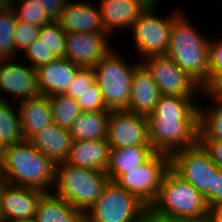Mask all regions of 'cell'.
<instances>
[{
    "mask_svg": "<svg viewBox=\"0 0 222 222\" xmlns=\"http://www.w3.org/2000/svg\"><path fill=\"white\" fill-rule=\"evenodd\" d=\"M194 97L161 95L147 118L148 140L156 153L170 157L199 142L198 111Z\"/></svg>",
    "mask_w": 222,
    "mask_h": 222,
    "instance_id": "1",
    "label": "cell"
},
{
    "mask_svg": "<svg viewBox=\"0 0 222 222\" xmlns=\"http://www.w3.org/2000/svg\"><path fill=\"white\" fill-rule=\"evenodd\" d=\"M55 166L30 140L24 139L4 148L0 160V179L11 185L48 193L47 187L55 182Z\"/></svg>",
    "mask_w": 222,
    "mask_h": 222,
    "instance_id": "2",
    "label": "cell"
},
{
    "mask_svg": "<svg viewBox=\"0 0 222 222\" xmlns=\"http://www.w3.org/2000/svg\"><path fill=\"white\" fill-rule=\"evenodd\" d=\"M209 207L204 196L171 167L162 178L147 217L198 220L207 218Z\"/></svg>",
    "mask_w": 222,
    "mask_h": 222,
    "instance_id": "3",
    "label": "cell"
},
{
    "mask_svg": "<svg viewBox=\"0 0 222 222\" xmlns=\"http://www.w3.org/2000/svg\"><path fill=\"white\" fill-rule=\"evenodd\" d=\"M186 19L181 13L174 18L167 55L202 87L209 79L210 41Z\"/></svg>",
    "mask_w": 222,
    "mask_h": 222,
    "instance_id": "4",
    "label": "cell"
},
{
    "mask_svg": "<svg viewBox=\"0 0 222 222\" xmlns=\"http://www.w3.org/2000/svg\"><path fill=\"white\" fill-rule=\"evenodd\" d=\"M109 178L106 172L80 168L66 162L55 166L56 196L84 214L96 203Z\"/></svg>",
    "mask_w": 222,
    "mask_h": 222,
    "instance_id": "5",
    "label": "cell"
},
{
    "mask_svg": "<svg viewBox=\"0 0 222 222\" xmlns=\"http://www.w3.org/2000/svg\"><path fill=\"white\" fill-rule=\"evenodd\" d=\"M148 208L135 196L108 181L96 203L84 214L85 222H147Z\"/></svg>",
    "mask_w": 222,
    "mask_h": 222,
    "instance_id": "6",
    "label": "cell"
},
{
    "mask_svg": "<svg viewBox=\"0 0 222 222\" xmlns=\"http://www.w3.org/2000/svg\"><path fill=\"white\" fill-rule=\"evenodd\" d=\"M139 64L129 66L115 52L110 51L93 67L96 84L102 92L108 110L128 109L132 75Z\"/></svg>",
    "mask_w": 222,
    "mask_h": 222,
    "instance_id": "7",
    "label": "cell"
},
{
    "mask_svg": "<svg viewBox=\"0 0 222 222\" xmlns=\"http://www.w3.org/2000/svg\"><path fill=\"white\" fill-rule=\"evenodd\" d=\"M169 168L170 156L155 153L148 161L123 173L115 182L149 208Z\"/></svg>",
    "mask_w": 222,
    "mask_h": 222,
    "instance_id": "8",
    "label": "cell"
},
{
    "mask_svg": "<svg viewBox=\"0 0 222 222\" xmlns=\"http://www.w3.org/2000/svg\"><path fill=\"white\" fill-rule=\"evenodd\" d=\"M170 167L201 192L207 204L212 200L213 175L218 167L202 144L175 152Z\"/></svg>",
    "mask_w": 222,
    "mask_h": 222,
    "instance_id": "9",
    "label": "cell"
},
{
    "mask_svg": "<svg viewBox=\"0 0 222 222\" xmlns=\"http://www.w3.org/2000/svg\"><path fill=\"white\" fill-rule=\"evenodd\" d=\"M147 7L131 26L135 47L145 58L153 55H166L169 47L171 27L179 12L161 18Z\"/></svg>",
    "mask_w": 222,
    "mask_h": 222,
    "instance_id": "10",
    "label": "cell"
},
{
    "mask_svg": "<svg viewBox=\"0 0 222 222\" xmlns=\"http://www.w3.org/2000/svg\"><path fill=\"white\" fill-rule=\"evenodd\" d=\"M142 64L150 72L161 95L193 97L201 86L166 55L149 56Z\"/></svg>",
    "mask_w": 222,
    "mask_h": 222,
    "instance_id": "11",
    "label": "cell"
},
{
    "mask_svg": "<svg viewBox=\"0 0 222 222\" xmlns=\"http://www.w3.org/2000/svg\"><path fill=\"white\" fill-rule=\"evenodd\" d=\"M106 139L110 149L150 145L146 116L128 110L110 111Z\"/></svg>",
    "mask_w": 222,
    "mask_h": 222,
    "instance_id": "12",
    "label": "cell"
},
{
    "mask_svg": "<svg viewBox=\"0 0 222 222\" xmlns=\"http://www.w3.org/2000/svg\"><path fill=\"white\" fill-rule=\"evenodd\" d=\"M107 36L108 33H67L65 58L80 68H93L111 51Z\"/></svg>",
    "mask_w": 222,
    "mask_h": 222,
    "instance_id": "13",
    "label": "cell"
},
{
    "mask_svg": "<svg viewBox=\"0 0 222 222\" xmlns=\"http://www.w3.org/2000/svg\"><path fill=\"white\" fill-rule=\"evenodd\" d=\"M43 191L0 181V212L3 222L35 218Z\"/></svg>",
    "mask_w": 222,
    "mask_h": 222,
    "instance_id": "14",
    "label": "cell"
},
{
    "mask_svg": "<svg viewBox=\"0 0 222 222\" xmlns=\"http://www.w3.org/2000/svg\"><path fill=\"white\" fill-rule=\"evenodd\" d=\"M10 61L0 59V89L20 97L21 101L38 96L40 91L36 69Z\"/></svg>",
    "mask_w": 222,
    "mask_h": 222,
    "instance_id": "15",
    "label": "cell"
},
{
    "mask_svg": "<svg viewBox=\"0 0 222 222\" xmlns=\"http://www.w3.org/2000/svg\"><path fill=\"white\" fill-rule=\"evenodd\" d=\"M80 67L67 58H57L36 69L40 94H64Z\"/></svg>",
    "mask_w": 222,
    "mask_h": 222,
    "instance_id": "16",
    "label": "cell"
},
{
    "mask_svg": "<svg viewBox=\"0 0 222 222\" xmlns=\"http://www.w3.org/2000/svg\"><path fill=\"white\" fill-rule=\"evenodd\" d=\"M161 94L150 72L141 63L132 75L131 97L128 111L147 116L155 109Z\"/></svg>",
    "mask_w": 222,
    "mask_h": 222,
    "instance_id": "17",
    "label": "cell"
},
{
    "mask_svg": "<svg viewBox=\"0 0 222 222\" xmlns=\"http://www.w3.org/2000/svg\"><path fill=\"white\" fill-rule=\"evenodd\" d=\"M110 144L107 139L74 140L66 163L106 172L109 167Z\"/></svg>",
    "mask_w": 222,
    "mask_h": 222,
    "instance_id": "18",
    "label": "cell"
},
{
    "mask_svg": "<svg viewBox=\"0 0 222 222\" xmlns=\"http://www.w3.org/2000/svg\"><path fill=\"white\" fill-rule=\"evenodd\" d=\"M58 21L66 33H107L102 24L100 9L87 2L68 1Z\"/></svg>",
    "mask_w": 222,
    "mask_h": 222,
    "instance_id": "19",
    "label": "cell"
},
{
    "mask_svg": "<svg viewBox=\"0 0 222 222\" xmlns=\"http://www.w3.org/2000/svg\"><path fill=\"white\" fill-rule=\"evenodd\" d=\"M146 8L139 0H102L99 9L103 27L110 35L114 28H131Z\"/></svg>",
    "mask_w": 222,
    "mask_h": 222,
    "instance_id": "20",
    "label": "cell"
},
{
    "mask_svg": "<svg viewBox=\"0 0 222 222\" xmlns=\"http://www.w3.org/2000/svg\"><path fill=\"white\" fill-rule=\"evenodd\" d=\"M30 142L42 154L57 164L66 161L73 139L69 129L51 123L34 135Z\"/></svg>",
    "mask_w": 222,
    "mask_h": 222,
    "instance_id": "21",
    "label": "cell"
},
{
    "mask_svg": "<svg viewBox=\"0 0 222 222\" xmlns=\"http://www.w3.org/2000/svg\"><path fill=\"white\" fill-rule=\"evenodd\" d=\"M19 106L21 129L25 140H30L53 123L49 96L39 94L21 101Z\"/></svg>",
    "mask_w": 222,
    "mask_h": 222,
    "instance_id": "22",
    "label": "cell"
},
{
    "mask_svg": "<svg viewBox=\"0 0 222 222\" xmlns=\"http://www.w3.org/2000/svg\"><path fill=\"white\" fill-rule=\"evenodd\" d=\"M34 219L36 222H85L83 212L50 192L39 199Z\"/></svg>",
    "mask_w": 222,
    "mask_h": 222,
    "instance_id": "23",
    "label": "cell"
},
{
    "mask_svg": "<svg viewBox=\"0 0 222 222\" xmlns=\"http://www.w3.org/2000/svg\"><path fill=\"white\" fill-rule=\"evenodd\" d=\"M156 152L151 145H136L110 149L109 167L106 174L115 182L123 173L148 161Z\"/></svg>",
    "mask_w": 222,
    "mask_h": 222,
    "instance_id": "24",
    "label": "cell"
},
{
    "mask_svg": "<svg viewBox=\"0 0 222 222\" xmlns=\"http://www.w3.org/2000/svg\"><path fill=\"white\" fill-rule=\"evenodd\" d=\"M110 110L81 112L69 129L74 140H101L107 138Z\"/></svg>",
    "mask_w": 222,
    "mask_h": 222,
    "instance_id": "25",
    "label": "cell"
},
{
    "mask_svg": "<svg viewBox=\"0 0 222 222\" xmlns=\"http://www.w3.org/2000/svg\"><path fill=\"white\" fill-rule=\"evenodd\" d=\"M16 14L13 6L6 0H0V59H13L16 55L14 32Z\"/></svg>",
    "mask_w": 222,
    "mask_h": 222,
    "instance_id": "26",
    "label": "cell"
},
{
    "mask_svg": "<svg viewBox=\"0 0 222 222\" xmlns=\"http://www.w3.org/2000/svg\"><path fill=\"white\" fill-rule=\"evenodd\" d=\"M14 111L9 103L0 96V143L4 147L24 140L19 110L17 114Z\"/></svg>",
    "mask_w": 222,
    "mask_h": 222,
    "instance_id": "27",
    "label": "cell"
},
{
    "mask_svg": "<svg viewBox=\"0 0 222 222\" xmlns=\"http://www.w3.org/2000/svg\"><path fill=\"white\" fill-rule=\"evenodd\" d=\"M49 101L52 122L59 127L70 129L81 113L77 100L65 94H55L49 96Z\"/></svg>",
    "mask_w": 222,
    "mask_h": 222,
    "instance_id": "28",
    "label": "cell"
},
{
    "mask_svg": "<svg viewBox=\"0 0 222 222\" xmlns=\"http://www.w3.org/2000/svg\"><path fill=\"white\" fill-rule=\"evenodd\" d=\"M214 101L215 106L205 112L199 108V140H222V100Z\"/></svg>",
    "mask_w": 222,
    "mask_h": 222,
    "instance_id": "29",
    "label": "cell"
},
{
    "mask_svg": "<svg viewBox=\"0 0 222 222\" xmlns=\"http://www.w3.org/2000/svg\"><path fill=\"white\" fill-rule=\"evenodd\" d=\"M66 35L59 21H51L40 28L38 38L57 58H64Z\"/></svg>",
    "mask_w": 222,
    "mask_h": 222,
    "instance_id": "30",
    "label": "cell"
},
{
    "mask_svg": "<svg viewBox=\"0 0 222 222\" xmlns=\"http://www.w3.org/2000/svg\"><path fill=\"white\" fill-rule=\"evenodd\" d=\"M20 8H13L16 18L19 20L27 21L38 27H43L53 21L45 12L44 9L34 5L32 2L19 1Z\"/></svg>",
    "mask_w": 222,
    "mask_h": 222,
    "instance_id": "31",
    "label": "cell"
},
{
    "mask_svg": "<svg viewBox=\"0 0 222 222\" xmlns=\"http://www.w3.org/2000/svg\"><path fill=\"white\" fill-rule=\"evenodd\" d=\"M27 60H31V67L38 69L39 67L57 59L55 54L41 41L39 38L35 39L24 51Z\"/></svg>",
    "mask_w": 222,
    "mask_h": 222,
    "instance_id": "32",
    "label": "cell"
},
{
    "mask_svg": "<svg viewBox=\"0 0 222 222\" xmlns=\"http://www.w3.org/2000/svg\"><path fill=\"white\" fill-rule=\"evenodd\" d=\"M95 83L93 68H80L64 94L77 99Z\"/></svg>",
    "mask_w": 222,
    "mask_h": 222,
    "instance_id": "33",
    "label": "cell"
},
{
    "mask_svg": "<svg viewBox=\"0 0 222 222\" xmlns=\"http://www.w3.org/2000/svg\"><path fill=\"white\" fill-rule=\"evenodd\" d=\"M40 27L16 18L14 43L15 51L24 50L39 36Z\"/></svg>",
    "mask_w": 222,
    "mask_h": 222,
    "instance_id": "34",
    "label": "cell"
},
{
    "mask_svg": "<svg viewBox=\"0 0 222 222\" xmlns=\"http://www.w3.org/2000/svg\"><path fill=\"white\" fill-rule=\"evenodd\" d=\"M77 102L79 104L81 112H96L108 110L105 105L104 98L99 86L95 83L92 87L87 89L80 97Z\"/></svg>",
    "mask_w": 222,
    "mask_h": 222,
    "instance_id": "35",
    "label": "cell"
},
{
    "mask_svg": "<svg viewBox=\"0 0 222 222\" xmlns=\"http://www.w3.org/2000/svg\"><path fill=\"white\" fill-rule=\"evenodd\" d=\"M10 5L17 0H6ZM32 2L34 5L45 10L46 14L53 20L58 21L63 14L69 0H18ZM12 2V3H11Z\"/></svg>",
    "mask_w": 222,
    "mask_h": 222,
    "instance_id": "36",
    "label": "cell"
},
{
    "mask_svg": "<svg viewBox=\"0 0 222 222\" xmlns=\"http://www.w3.org/2000/svg\"><path fill=\"white\" fill-rule=\"evenodd\" d=\"M219 42V43H218ZM210 41L208 48L209 77L222 71V41Z\"/></svg>",
    "mask_w": 222,
    "mask_h": 222,
    "instance_id": "37",
    "label": "cell"
},
{
    "mask_svg": "<svg viewBox=\"0 0 222 222\" xmlns=\"http://www.w3.org/2000/svg\"><path fill=\"white\" fill-rule=\"evenodd\" d=\"M201 90L212 95L213 100H222V71L213 73Z\"/></svg>",
    "mask_w": 222,
    "mask_h": 222,
    "instance_id": "38",
    "label": "cell"
},
{
    "mask_svg": "<svg viewBox=\"0 0 222 222\" xmlns=\"http://www.w3.org/2000/svg\"><path fill=\"white\" fill-rule=\"evenodd\" d=\"M209 208L222 207V170L217 168L212 181V200L207 204Z\"/></svg>",
    "mask_w": 222,
    "mask_h": 222,
    "instance_id": "39",
    "label": "cell"
},
{
    "mask_svg": "<svg viewBox=\"0 0 222 222\" xmlns=\"http://www.w3.org/2000/svg\"><path fill=\"white\" fill-rule=\"evenodd\" d=\"M209 152L215 165L222 170V140H199Z\"/></svg>",
    "mask_w": 222,
    "mask_h": 222,
    "instance_id": "40",
    "label": "cell"
},
{
    "mask_svg": "<svg viewBox=\"0 0 222 222\" xmlns=\"http://www.w3.org/2000/svg\"><path fill=\"white\" fill-rule=\"evenodd\" d=\"M207 219L209 222H222V207L209 208Z\"/></svg>",
    "mask_w": 222,
    "mask_h": 222,
    "instance_id": "41",
    "label": "cell"
},
{
    "mask_svg": "<svg viewBox=\"0 0 222 222\" xmlns=\"http://www.w3.org/2000/svg\"><path fill=\"white\" fill-rule=\"evenodd\" d=\"M147 222H209L207 218L198 220H180V219H166L160 217H147Z\"/></svg>",
    "mask_w": 222,
    "mask_h": 222,
    "instance_id": "42",
    "label": "cell"
},
{
    "mask_svg": "<svg viewBox=\"0 0 222 222\" xmlns=\"http://www.w3.org/2000/svg\"><path fill=\"white\" fill-rule=\"evenodd\" d=\"M141 1L144 5H146L147 7H155V4L157 2V0H139Z\"/></svg>",
    "mask_w": 222,
    "mask_h": 222,
    "instance_id": "43",
    "label": "cell"
},
{
    "mask_svg": "<svg viewBox=\"0 0 222 222\" xmlns=\"http://www.w3.org/2000/svg\"><path fill=\"white\" fill-rule=\"evenodd\" d=\"M12 222H36L34 218L31 219H25V220H16V221H12Z\"/></svg>",
    "mask_w": 222,
    "mask_h": 222,
    "instance_id": "44",
    "label": "cell"
},
{
    "mask_svg": "<svg viewBox=\"0 0 222 222\" xmlns=\"http://www.w3.org/2000/svg\"><path fill=\"white\" fill-rule=\"evenodd\" d=\"M4 148L5 147L0 143V160L2 159Z\"/></svg>",
    "mask_w": 222,
    "mask_h": 222,
    "instance_id": "45",
    "label": "cell"
},
{
    "mask_svg": "<svg viewBox=\"0 0 222 222\" xmlns=\"http://www.w3.org/2000/svg\"><path fill=\"white\" fill-rule=\"evenodd\" d=\"M1 181V179H0ZM0 222H3L2 216H1V212H0Z\"/></svg>",
    "mask_w": 222,
    "mask_h": 222,
    "instance_id": "46",
    "label": "cell"
}]
</instances>
